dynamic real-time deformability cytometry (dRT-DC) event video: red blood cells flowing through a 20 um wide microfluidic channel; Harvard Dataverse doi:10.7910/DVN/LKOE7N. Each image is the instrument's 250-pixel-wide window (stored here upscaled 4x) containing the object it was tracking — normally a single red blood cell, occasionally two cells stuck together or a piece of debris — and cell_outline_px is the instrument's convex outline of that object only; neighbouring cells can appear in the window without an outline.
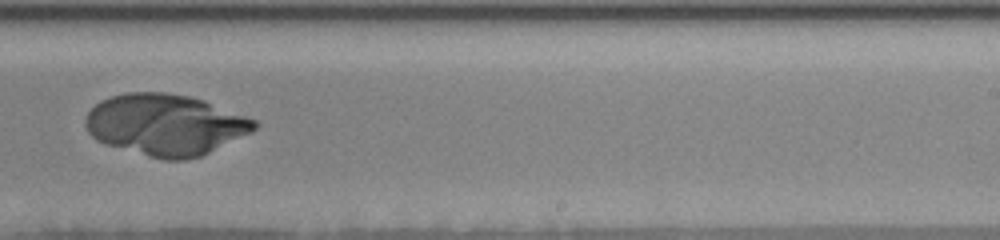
{"species": "human", "species_latin": "Homo sapiens", "temperature_condition": "room temperature", "stored_images_in_passage": 26, "camera_frame_rate_fps": 3000, "um_per_image_px": 0.085, "donor": {"sex": "female"}, "frame": {"image": 1, "passage_image": 12, "time_ms": 9.0, "image_size_px": [1000, 240], "cell_outline_px": [[260, 124], [252, 132], [200, 156], [184, 160], [164, 160], [148, 156], [104, 144], [96, 140], [88, 132], [84, 124], [84, 120], [88, 112], [100, 100], [112, 96], [128, 92], [164, 92], [188, 96], [204, 100], [256, 120]], "centroid_in_image_um": [14.04, 10.6], "position_along_channel_um": 275.0, "area_um2": 60.29}}